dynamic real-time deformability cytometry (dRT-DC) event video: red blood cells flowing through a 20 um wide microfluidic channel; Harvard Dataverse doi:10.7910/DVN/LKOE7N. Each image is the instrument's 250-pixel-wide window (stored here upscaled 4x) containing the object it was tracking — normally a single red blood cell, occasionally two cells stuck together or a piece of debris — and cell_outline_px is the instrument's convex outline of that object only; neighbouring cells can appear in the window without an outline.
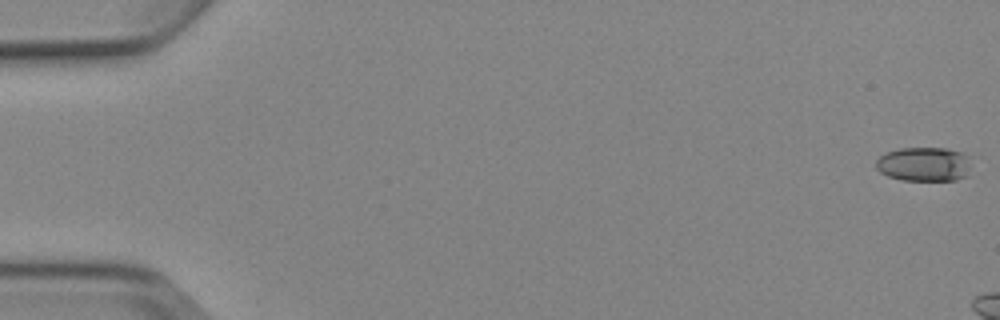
{"species": "Egyptian fruit bat (a non-hibernating species)", "species_latin": "Rousettus aegyptiacus", "temperature_condition": "cold", "stored_images_in_passage": 3, "camera_frame_rate_fps": 3000, "um_per_image_px": 0.085, "animal": {"sex": "female"}, "frame": {"image": 1, "passage_image": 1, "time_ms": 0.0, "image_size_px": [1000, 320], "cell_outline_px": [[968, 176], [956, 180], [904, 180], [888, 176], [880, 172], [876, 168], [876, 160], [880, 156], [888, 152], [900, 148], [944, 148], [960, 152], [968, 156]], "centroid_in_image_um": [78.53, 13.96], "position_along_channel_um": 6.5, "area_um2": 18.84}}